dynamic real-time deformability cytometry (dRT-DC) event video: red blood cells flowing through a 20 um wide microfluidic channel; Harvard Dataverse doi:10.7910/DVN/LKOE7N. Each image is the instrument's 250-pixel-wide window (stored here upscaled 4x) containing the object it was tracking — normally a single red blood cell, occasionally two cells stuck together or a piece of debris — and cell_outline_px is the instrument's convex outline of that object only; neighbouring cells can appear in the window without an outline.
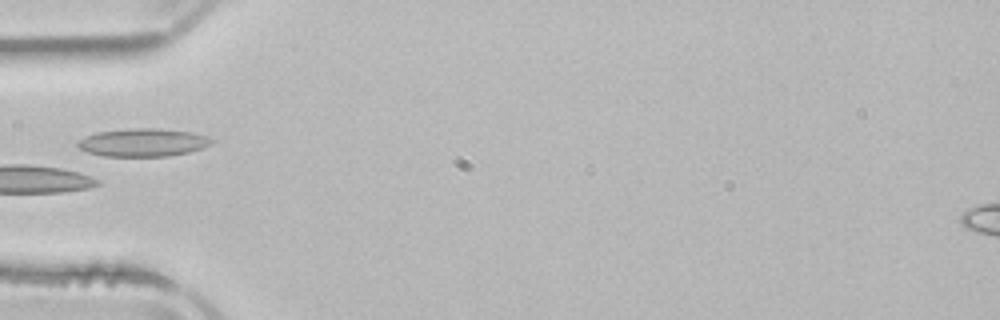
{"species": "common noctule bat (a hibernating species)", "species_latin": "Nyctalus noctula", "temperature_condition": "room temperature", "stored_images_in_passage": 5, "camera_frame_rate_fps": 3000, "um_per_image_px": 0.085, "animal": {"sex": "male", "body_mass_g": 21.5, "forearm_length_mm": 52.0}, "frame": {"image": 1, "passage_image": 4, "time_ms": 3.667, "image_size_px": [1000, 320], "cell_outline_px": [[216, 140], [212, 144], [188, 152], [168, 156], [104, 156], [88, 152], [80, 148], [76, 144], [80, 140], [96, 132], [128, 128], [160, 128], [192, 132], [208, 136]], "centroid_in_image_um": [12.2, 12.1], "position_along_channel_um": 72.8, "area_um2": 21.85}}
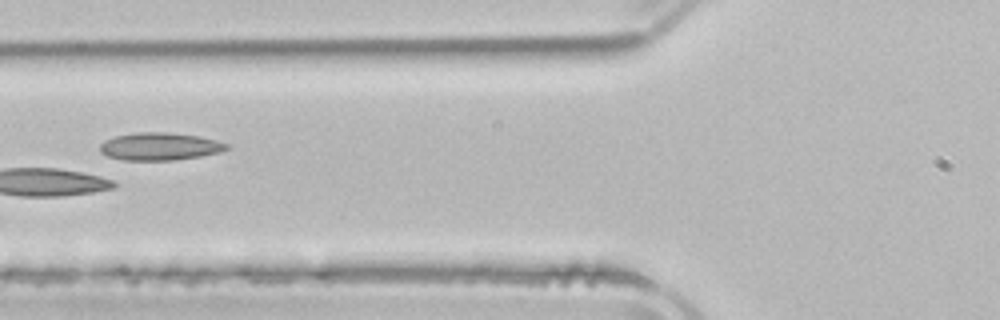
{"frame": {"image": 2, "passage_image": 5, "time_ms": 4.667, "image_size_px": [1000, 320], "cell_outline_px": [[228, 148], [220, 152], [200, 156], [176, 160], [124, 160], [108, 156], [100, 152], [100, 144], [104, 140], [116, 136], [136, 132], [168, 132], [200, 136], [216, 140], [228, 144]], "centroid_in_image_um": [13.57, 12.44], "position_along_channel_um": 112.2, "area_um2": 20.4}}